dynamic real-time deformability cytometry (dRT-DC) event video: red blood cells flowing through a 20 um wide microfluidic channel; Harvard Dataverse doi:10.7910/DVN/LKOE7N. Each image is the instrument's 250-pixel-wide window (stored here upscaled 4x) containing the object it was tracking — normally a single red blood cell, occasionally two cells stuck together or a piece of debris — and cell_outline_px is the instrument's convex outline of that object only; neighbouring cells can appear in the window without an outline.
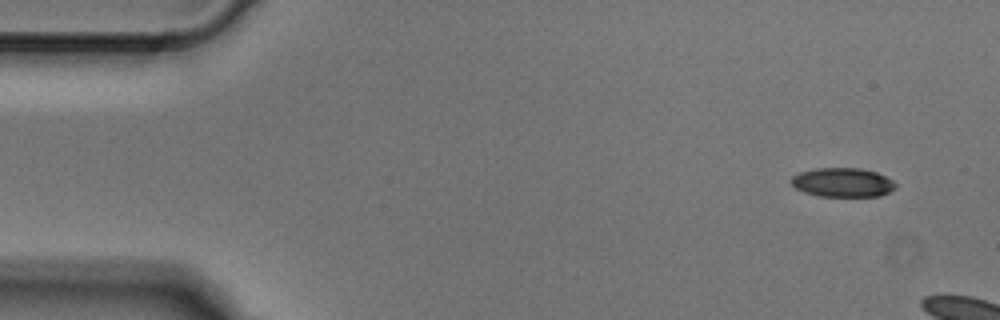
{"species": "Egyptian fruit bat (a non-hibernating species)", "species_latin": "Rousettus aegyptiacus", "temperature_condition": "cold", "stored_images_in_passage": 8, "camera_frame_rate_fps": 3000, "um_per_image_px": 0.085, "animal": {"sex": "male"}, "frame": {"image": 1, "passage_image": 1, "time_ms": 0.0, "image_size_px": [1000, 320], "cell_outline_px": [[896, 188], [880, 196], [820, 196], [804, 192], [796, 188], [788, 180], [792, 176], [800, 172], [816, 168], [860, 168], [876, 172], [892, 180], [896, 184]], "centroid_in_image_um": [71.6, 15.5], "position_along_channel_um": 13.4, "area_um2": 17.69}}
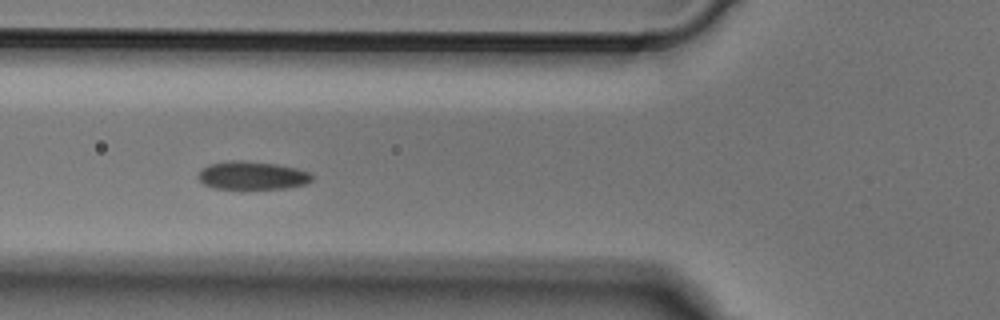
{"frame": {"image": 2, "passage_image": 6, "time_ms": 1.667, "image_size_px": [1000, 320], "cell_outline_px": [[312, 180], [308, 184], [284, 188], [244, 192], [212, 188], [204, 184], [196, 176], [200, 168], [208, 164], [228, 160], [244, 160], [276, 164], [296, 168], [308, 172], [312, 176]], "centroid_in_image_um": [21.36, 14.96], "position_along_channel_um": 104.4, "area_um2": 19.83}}
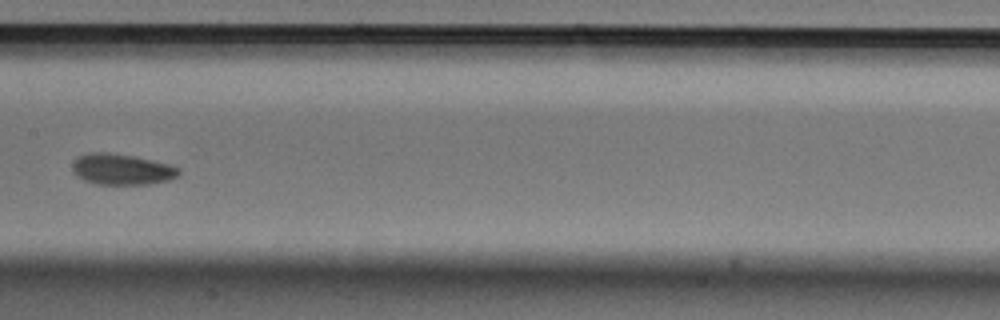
{"frame": {"image": 3, "passage_image": 8, "time_ms": 2.333, "image_size_px": [1000, 320], "cell_outline_px": [[180, 172], [176, 176], [168, 180], [148, 184], [96, 184], [84, 180], [76, 176], [72, 172], [72, 164], [80, 156], [88, 152], [108, 152], [132, 156], [152, 160], [168, 164], [180, 168]], "centroid_in_image_um": [10.32, 14.39], "position_along_channel_um": 197.1, "area_um2": 19.07}}